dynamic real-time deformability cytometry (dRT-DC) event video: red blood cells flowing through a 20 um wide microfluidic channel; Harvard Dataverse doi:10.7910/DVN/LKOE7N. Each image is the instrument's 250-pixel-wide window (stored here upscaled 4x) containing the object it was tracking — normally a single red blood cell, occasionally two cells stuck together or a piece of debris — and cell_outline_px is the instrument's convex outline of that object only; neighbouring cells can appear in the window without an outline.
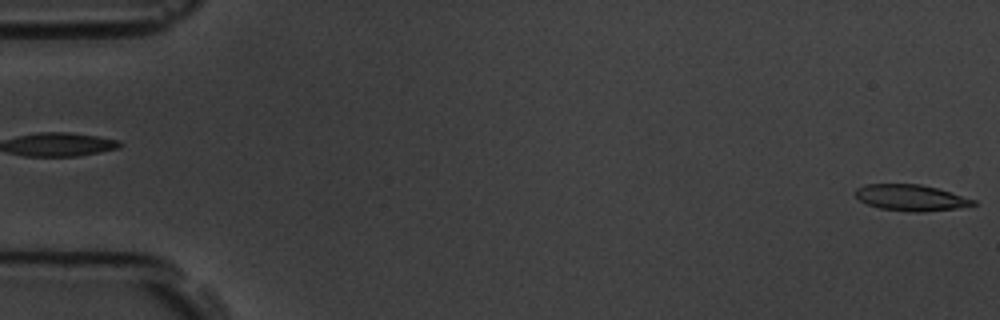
{"species": "common noctule bat (a hibernating species)", "species_latin": "Nyctalus noctula", "temperature_condition": "room temperature", "stored_images_in_passage": 5, "segment_of_instrument_passage": [2, 2], "camera_frame_rate_fps": 3000, "um_per_image_px": 0.085, "animal": {"sex": "male", "body_mass_g": 19.5, "forearm_length_mm": 54.6}, "frame": {"image": 1, "passage_image": 5, "time_ms": 4.667, "image_size_px": [1000, 320], "cell_outline_px": [[976, 204], [956, 208], [924, 212], [916, 212], [880, 208], [868, 204], [860, 200], [856, 196], [856, 188], [864, 184], [920, 184], [936, 188], [976, 200]], "centroid_in_image_um": [77.41, 16.8], "position_along_channel_um": 7.6, "area_um2": 17.69}}